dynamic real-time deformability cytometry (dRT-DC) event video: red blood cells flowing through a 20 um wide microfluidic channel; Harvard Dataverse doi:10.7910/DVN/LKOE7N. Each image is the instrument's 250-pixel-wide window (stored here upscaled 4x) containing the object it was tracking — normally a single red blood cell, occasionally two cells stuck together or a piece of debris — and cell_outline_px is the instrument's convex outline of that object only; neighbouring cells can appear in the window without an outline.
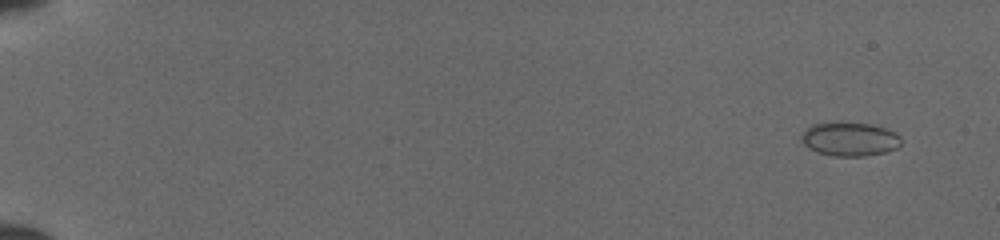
{"species": "common noctule bat (a hibernating species)", "species_latin": "Nyctalus noctula", "temperature_condition": "cold", "stored_images_in_passage": 51, "camera_frame_rate_fps": 3000, "um_per_image_px": 0.085, "animal": {"sex": "female", "body_mass_g": 19.5, "forearm_length_mm": 54.1}, "frame": {"image": 1, "passage_image": 3, "time_ms": 0.667, "image_size_px": [1000, 240], "cell_outline_px": [[900, 144], [896, 148], [888, 152], [864, 156], [836, 156], [820, 152], [808, 148], [800, 140], [800, 136], [812, 124], [832, 120], [872, 124], [896, 132], [900, 136]], "centroid_in_image_um": [72.22, 11.79], "position_along_channel_um": 12.8, "area_um2": 20.06}}
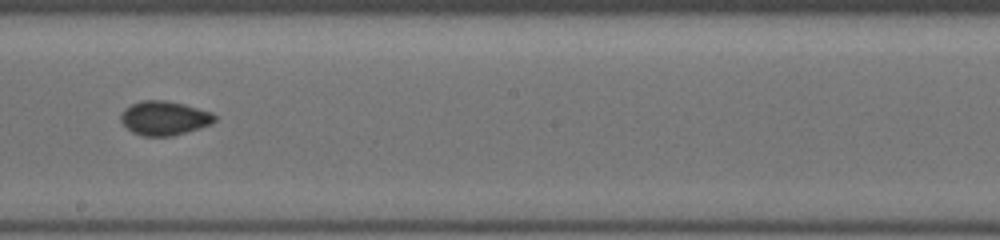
{"frame": {"image": 2, "passage_image": 31, "time_ms": 10.0, "image_size_px": [1000, 240], "cell_outline_px": [[216, 120], [212, 124], [200, 128], [172, 136], [140, 136], [132, 132], [120, 120], [120, 116], [132, 104], [144, 100], [164, 100], [212, 112], [216, 116]], "centroid_in_image_um": [13.99, 10.06], "position_along_channel_um": 234.2, "area_um2": 18.38}}
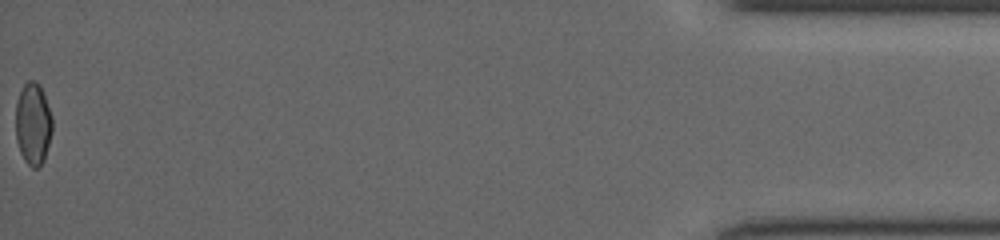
{"frame": {"image": 3, "passage_image": 51, "time_ms": 16.667, "image_size_px": [1000, 240], "cell_outline_px": [[52, 132], [44, 160], [36, 168], [32, 168], [24, 160], [20, 152], [16, 140], [16, 104], [20, 92], [24, 84], [28, 80], [36, 80], [40, 84], [52, 116]], "centroid_in_image_um": [2.81, 10.51], "position_along_channel_um": 432.4, "area_um2": 17.57}}